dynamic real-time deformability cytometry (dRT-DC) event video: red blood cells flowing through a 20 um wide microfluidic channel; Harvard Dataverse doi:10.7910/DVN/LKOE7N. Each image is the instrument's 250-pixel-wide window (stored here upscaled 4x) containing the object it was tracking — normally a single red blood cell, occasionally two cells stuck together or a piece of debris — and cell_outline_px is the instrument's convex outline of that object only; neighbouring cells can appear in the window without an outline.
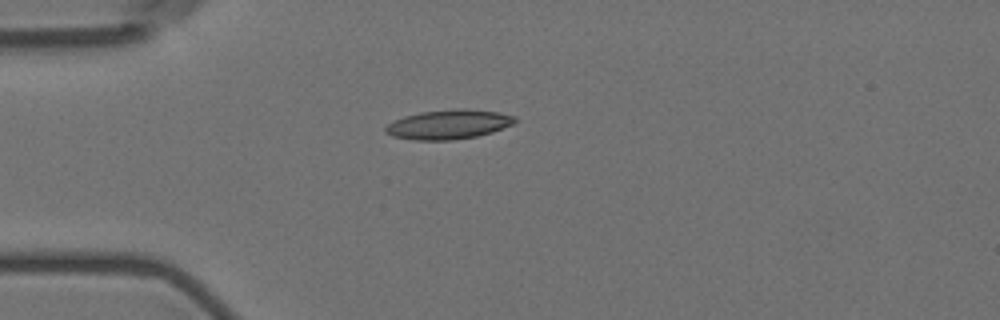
{"species": "Egyptian fruit bat (a non-hibernating species)", "species_latin": "Rousettus aegyptiacus", "temperature_condition": "room temperature", "stored_images_in_passage": 7, "camera_frame_rate_fps": 3000, "um_per_image_px": 0.085, "animal": {"sex": "female"}, "frame": {"image": 1, "passage_image": 1, "time_ms": 0.0, "image_size_px": [1000, 320], "cell_outline_px": [[516, 120], [512, 124], [492, 132], [476, 136], [452, 140], [416, 140], [392, 136], [384, 132], [384, 128], [388, 124], [404, 116], [420, 112], [456, 108], [464, 108], [500, 112], [516, 116]], "centroid_in_image_um": [38.13, 10.56], "position_along_channel_um": 46.9, "area_um2": 22.2}}
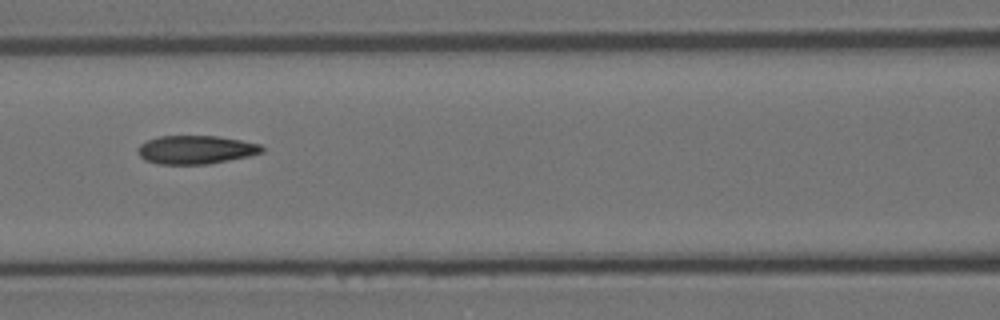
{"frame": {"image": 2, "passage_image": 4, "time_ms": 3.333, "image_size_px": [1000, 320], "cell_outline_px": [[264, 152], [248, 156], [208, 164], [160, 164], [144, 160], [136, 152], [136, 148], [140, 144], [148, 140], [160, 136], [216, 136], [240, 140], [260, 144], [264, 148]], "centroid_in_image_um": [16.62, 12.73], "position_along_channel_um": 150.0, "area_um2": 20.58}}
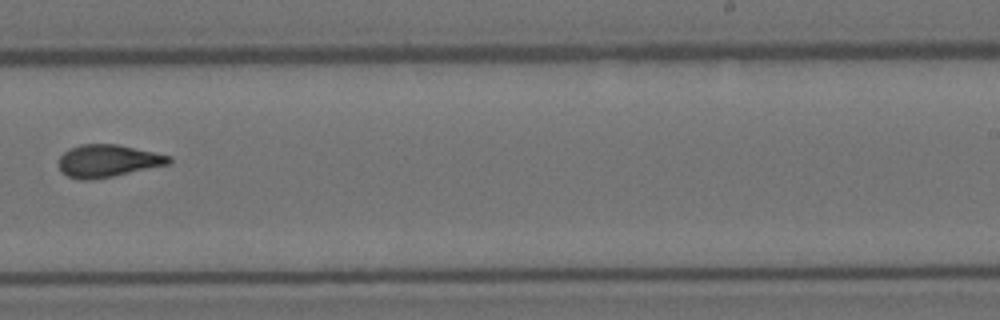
{"frame": {"image": 3, "passage_image": 7, "time_ms": 7.0, "image_size_px": [1000, 320], "cell_outline_px": [[172, 164], [92, 180], [80, 180], [68, 176], [60, 172], [60, 156], [64, 152], [80, 144], [116, 144], [172, 156]], "centroid_in_image_um": [9.19, 13.68], "position_along_channel_um": 279.8, "area_um2": 20.81}}